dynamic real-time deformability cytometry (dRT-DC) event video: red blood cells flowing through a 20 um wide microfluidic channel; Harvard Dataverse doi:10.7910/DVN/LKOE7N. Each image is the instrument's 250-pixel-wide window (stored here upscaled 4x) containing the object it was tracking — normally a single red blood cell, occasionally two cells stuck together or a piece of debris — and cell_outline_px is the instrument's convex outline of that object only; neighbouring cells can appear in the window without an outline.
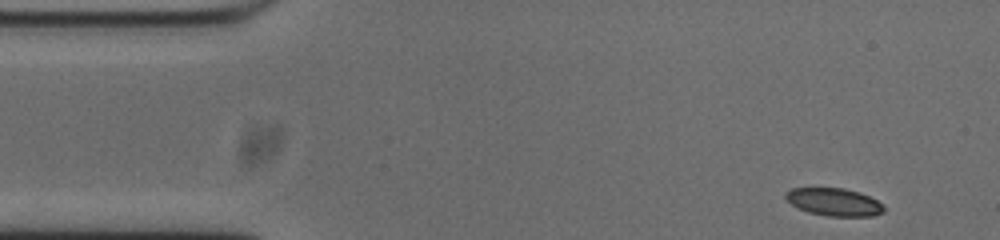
{"species": "common noctule bat (a hibernating species)", "species_latin": "Nyctalus noctula", "temperature_condition": "cold", "stored_images_in_passage": 50, "camera_frame_rate_fps": 3000, "um_per_image_px": 0.085, "animal": {"sex": "male", "body_mass_g": 20.0, "forearm_length_mm": 53.3}, "frame": {"image": 1, "passage_image": 1, "time_ms": 0.0, "image_size_px": [1000, 240], "cell_outline_px": [[884, 212], [872, 216], [828, 216], [808, 212], [792, 204], [784, 196], [784, 192], [792, 188], [844, 188], [860, 192], [876, 200], [884, 208]], "centroid_in_image_um": [70.88, 17.16], "position_along_channel_um": 14.1, "area_um2": 15.72}}
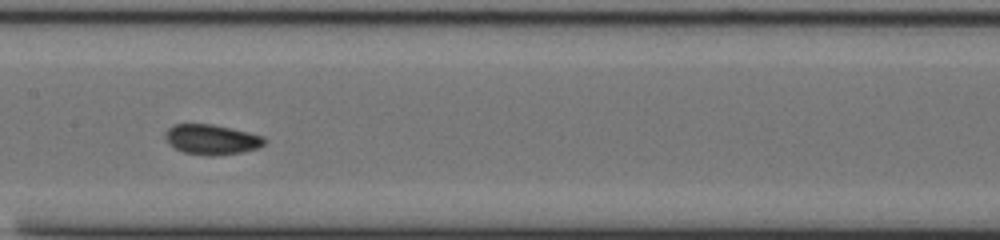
{"frame": {"image": 2, "passage_image": 22, "time_ms": 7.0, "image_size_px": [1000, 240], "cell_outline_px": [[268, 140], [264, 144], [256, 148], [240, 152], [184, 152], [168, 144], [164, 136], [164, 132], [172, 124], [212, 124], [248, 132], [264, 136]], "centroid_in_image_um": [17.96, 11.78], "position_along_channel_um": 189.4, "area_um2": 16.53}}
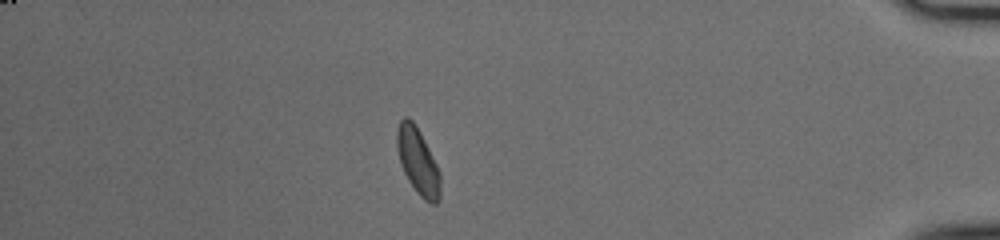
{"frame": {"image": 3, "passage_image": 43, "time_ms": 14.0, "image_size_px": [1000, 240], "cell_outline_px": [[440, 200], [436, 204], [432, 204], [424, 200], [416, 192], [408, 180], [404, 172], [396, 148], [396, 132], [400, 120], [404, 116], [408, 116], [412, 120], [420, 132], [440, 172]], "centroid_in_image_um": [35.51, 13.72], "position_along_channel_um": 399.7, "area_um2": 16.76}, "authors_computed_cell_mechanics": {"area_um2": 16.5597, "velocity_mm_per_s": 3.7383, "shape_relaxation_time_tau1_ms": 7.0736, "shape_relaxation_time_tau2_ms": 1.9126, "deformation_change_tau1": 0.0868, "deformation_change_tau2": 0.0466}}